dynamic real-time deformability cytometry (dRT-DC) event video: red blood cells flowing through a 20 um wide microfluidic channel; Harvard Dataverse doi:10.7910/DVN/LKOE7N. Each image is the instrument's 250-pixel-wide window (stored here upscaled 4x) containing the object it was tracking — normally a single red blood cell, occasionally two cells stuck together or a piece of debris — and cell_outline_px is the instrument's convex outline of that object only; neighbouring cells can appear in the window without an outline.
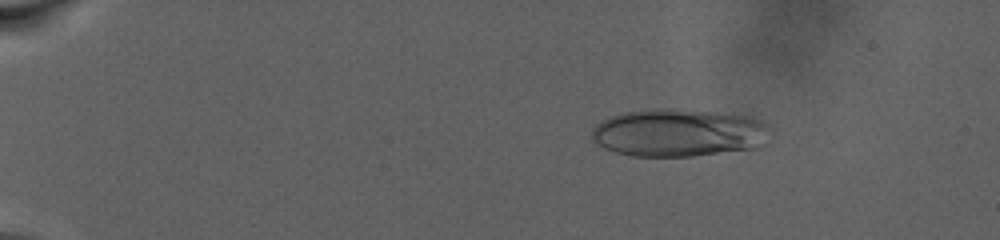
{"species": "human", "species_latin": "Homo sapiens", "temperature_condition": "warm", "stored_images_in_passage": 89, "camera_frame_rate_fps": 3000, "um_per_image_px": 0.085, "donor": {"sex": "male"}, "frame": {"image": 1, "passage_image": 15, "time_ms": 4.667, "image_size_px": [1000, 240], "cell_outline_px": [[772, 128], [756, 148], [692, 156], [632, 156], [616, 152], [604, 148], [592, 140], [592, 128], [596, 124], [612, 116], [628, 112], [656, 108], [676, 108], [748, 116], [760, 120], [768, 124]], "centroid_in_image_um": [57.67, 11.28], "position_along_channel_um": 27.3, "area_um2": 49.42}}
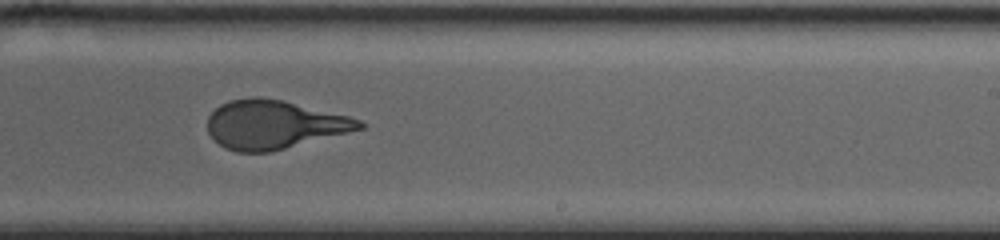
{"frame": {"image": 2, "passage_image": 59, "time_ms": 19.333, "image_size_px": [1000, 240], "cell_outline_px": [[368, 124], [364, 128], [272, 152], [236, 152], [224, 148], [208, 132], [208, 116], [220, 104], [232, 100], [252, 96], [256, 96], [280, 100], [348, 116], [360, 120]], "centroid_in_image_um": [23.28, 10.6], "position_along_channel_um": 265.7, "area_um2": 42.77}}
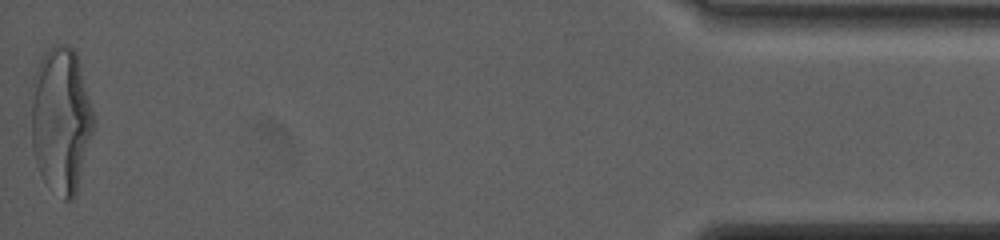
{"frame": {"image": 3, "passage_image": 89, "time_ms": 29.333, "image_size_px": [1000, 240], "cell_outline_px": [[92, 132], [76, 192], [72, 200], [64, 200], [44, 180], [36, 164], [32, 148], [32, 76], [44, 52], [52, 44], [68, 44], [76, 52], [92, 108]], "centroid_in_image_um": [5.15, 10.14], "position_along_channel_um": 430.1, "area_um2": 52.42}, "authors_computed_cell_mechanics": {"area_um2": 45.7776, "velocity_mm_per_s": 2.4065, "shape_relaxation_time_tau1_ms": 9.7222, "shape_relaxation_time_tau2_ms": null, "deformation_change_tau1": 0.2682, "deformation_change_tau2": null}}